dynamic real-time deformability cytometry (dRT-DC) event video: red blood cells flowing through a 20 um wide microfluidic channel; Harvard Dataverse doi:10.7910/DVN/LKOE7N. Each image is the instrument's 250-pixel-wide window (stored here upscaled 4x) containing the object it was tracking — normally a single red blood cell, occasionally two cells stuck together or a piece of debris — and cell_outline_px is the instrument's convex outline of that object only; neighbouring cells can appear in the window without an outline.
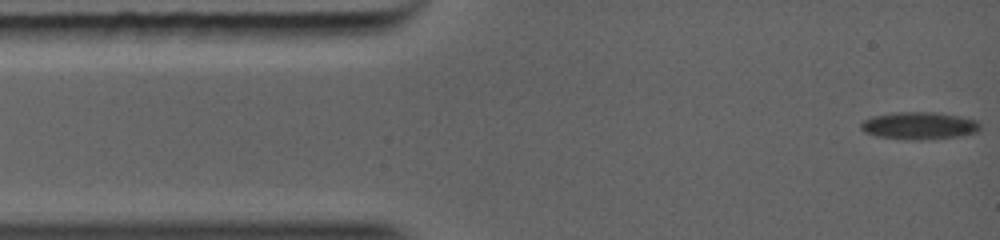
{"species": "common noctule bat (a hibernating species)", "species_latin": "Nyctalus noctula", "temperature_condition": "warm", "stored_images_in_passage": 45, "camera_frame_rate_fps": 5000, "um_per_image_px": 0.085, "animal": {"sex": "female", "body_mass_g": 19.0, "forearm_length_mm": 56.7}, "frame": {"image": 1, "passage_image": 1, "time_ms": 0.0, "image_size_px": [1000, 240], "cell_outline_px": [[980, 128], [976, 132], [960, 136], [920, 140], [908, 140], [876, 136], [864, 132], [860, 128], [860, 124], [864, 120], [872, 116], [896, 112], [936, 112], [960, 116], [976, 120], [980, 124]], "centroid_in_image_um": [78.11, 10.68], "position_along_channel_um": 6.9, "area_um2": 19.13}}
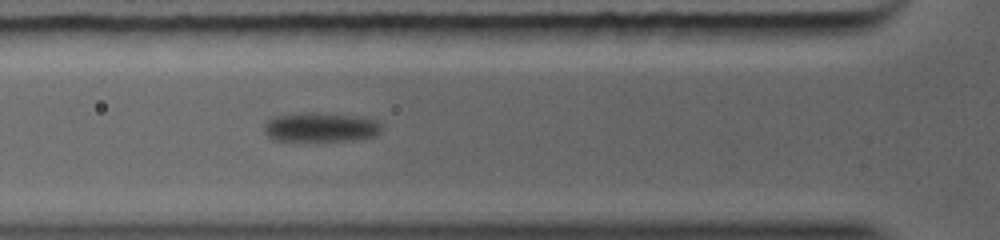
{"frame": {"image": 2, "passage_image": 19, "time_ms": 3.6, "image_size_px": [1000, 240], "cell_outline_px": [[380, 132], [376, 136], [352, 140], [272, 140], [264, 132], [264, 124], [268, 120], [276, 116], [308, 112], [316, 112], [352, 116], [376, 120], [380, 124]], "centroid_in_image_um": [27.23, 10.81], "position_along_channel_um": 98.6, "area_um2": 19.77}}
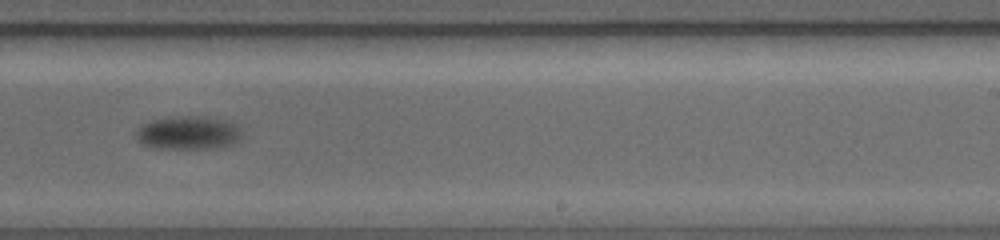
{"frame": {"image": 3, "passage_image": 38, "time_ms": 7.4, "image_size_px": [1000, 240], "cell_outline_px": [[240, 136], [232, 144], [216, 148], [156, 148], [144, 144], [136, 140], [136, 132], [144, 124], [152, 120], [180, 116], [200, 116], [228, 120], [236, 124], [240, 128]], "centroid_in_image_um": [16.02, 11.28], "position_along_channel_um": 273.0, "area_um2": 20.35}}